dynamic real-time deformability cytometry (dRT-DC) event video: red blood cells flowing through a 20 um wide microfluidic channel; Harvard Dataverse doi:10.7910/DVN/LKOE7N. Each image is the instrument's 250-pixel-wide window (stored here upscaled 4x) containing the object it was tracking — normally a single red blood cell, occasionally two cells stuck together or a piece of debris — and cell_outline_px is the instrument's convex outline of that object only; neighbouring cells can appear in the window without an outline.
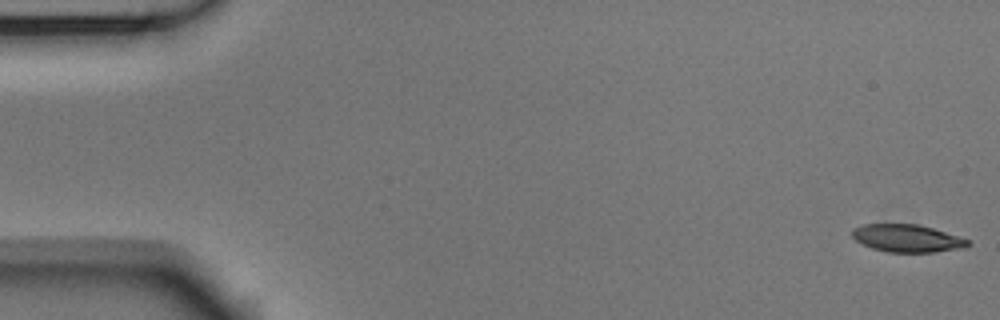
{"species": "Egyptian fruit bat (a non-hibernating species)", "species_latin": "Rousettus aegyptiacus", "temperature_condition": "room temperature", "stored_images_in_passage": 54, "camera_frame_rate_fps": 3000, "um_per_image_px": 0.085, "animal": {"sex": "male"}, "frame": {"image": 1, "passage_image": 1, "time_ms": 0.0, "image_size_px": [1000, 320], "cell_outline_px": [[972, 244], [964, 248], [936, 252], [888, 252], [872, 248], [856, 240], [852, 236], [852, 228], [864, 224], [916, 224], [932, 228], [968, 240]], "centroid_in_image_um": [77.1, 20.26], "position_along_channel_um": 7.9, "area_um2": 18.44}}
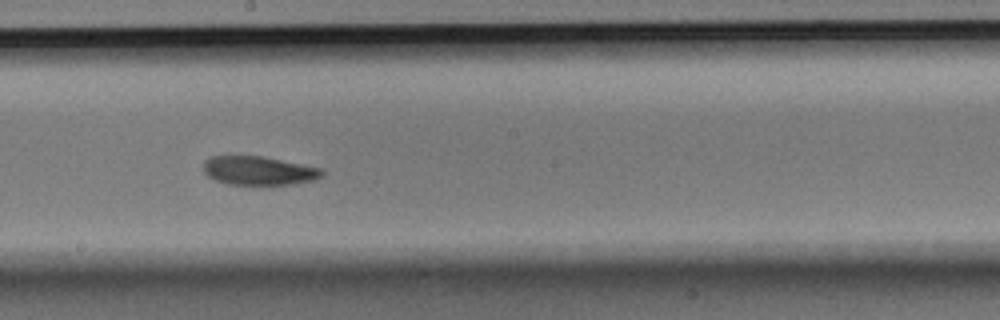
{"frame": {"image": 2, "passage_image": 30, "time_ms": 9.667, "image_size_px": [1000, 320], "cell_outline_px": [[324, 172], [316, 180], [292, 184], [228, 184], [216, 180], [208, 176], [204, 172], [204, 160], [212, 156], [264, 156], [324, 168]], "centroid_in_image_um": [22.03, 14.49], "position_along_channel_um": 226.2, "area_um2": 19.94}}
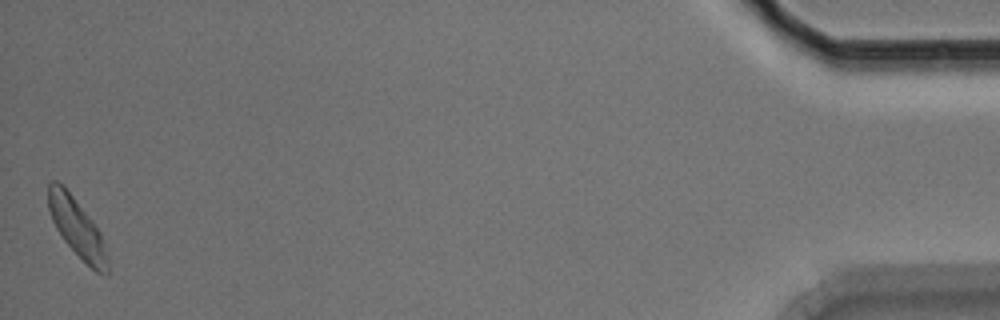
{"frame": {"image": 3, "passage_image": 54, "time_ms": 17.667, "image_size_px": [1000, 320], "cell_outline_px": [[108, 276], [104, 276], [96, 272], [64, 240], [56, 228], [52, 220], [48, 208], [48, 184], [52, 180], [56, 180], [72, 196], [92, 220], [100, 232], [108, 260]], "centroid_in_image_um": [6.54, 19.37], "position_along_channel_um": 428.7, "area_um2": 19.65}, "authors_computed_cell_mechanics": {"area_um2": 20.3167, "velocity_mm_per_s": 3.6988, "shape_relaxation_time_tau1_ms": 2.852, "shape_relaxation_time_tau2_ms": 4.5194, "deformation_change_tau1": 0.108, "deformation_change_tau2": 0.111}}